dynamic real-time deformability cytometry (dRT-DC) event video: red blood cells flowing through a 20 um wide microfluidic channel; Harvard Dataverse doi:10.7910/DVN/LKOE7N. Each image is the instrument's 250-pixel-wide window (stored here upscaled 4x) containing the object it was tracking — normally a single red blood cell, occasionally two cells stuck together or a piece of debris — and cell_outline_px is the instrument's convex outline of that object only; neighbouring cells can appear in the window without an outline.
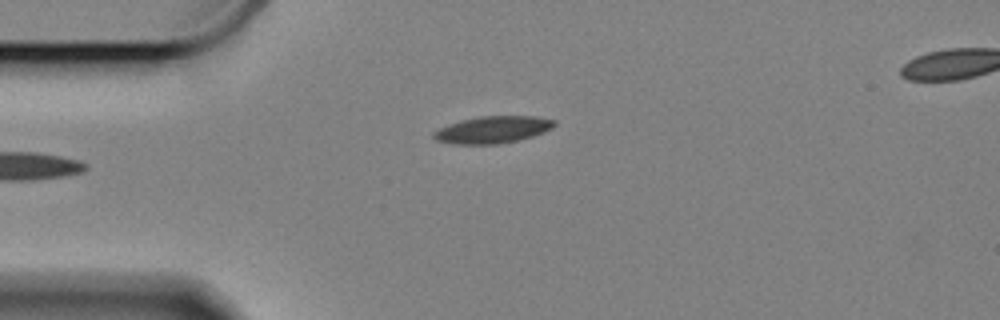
{"species": "Egyptian fruit bat (a non-hibernating species)", "species_latin": "Rousettus aegyptiacus", "temperature_condition": "cold", "stored_images_in_passage": 40, "camera_frame_rate_fps": 3000, "um_per_image_px": 0.085, "animal": {"sex": "female"}, "frame": {"image": 1, "passage_image": 1, "time_ms": 0.0, "image_size_px": [1000, 320], "cell_outline_px": [[556, 124], [552, 128], [544, 132], [532, 136], [516, 140], [496, 144], [456, 144], [436, 140], [432, 136], [432, 132], [448, 124], [460, 120], [480, 116], [536, 116], [556, 120]], "centroid_in_image_um": [41.88, 11.01], "position_along_channel_um": 43.1, "area_um2": 18.96}}
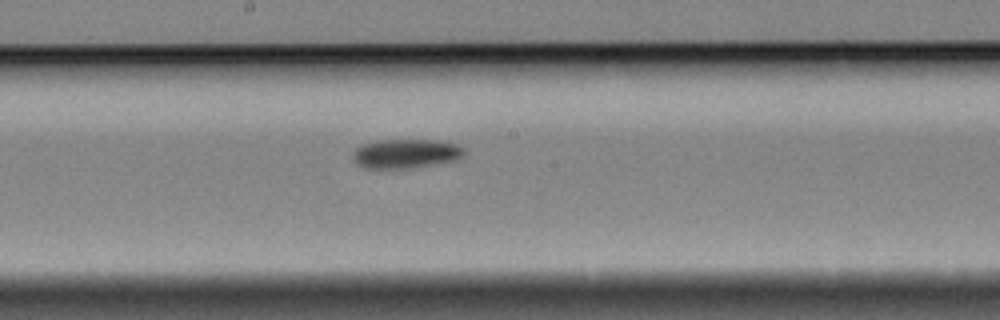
{"frame": {"image": 2, "passage_image": 18, "time_ms": 5.667, "image_size_px": [1000, 320], "cell_outline_px": [[464, 156], [456, 160], [432, 164], [404, 168], [364, 168], [356, 164], [352, 156], [356, 148], [360, 144], [376, 140], [440, 140], [456, 144], [464, 148]], "centroid_in_image_um": [34.47, 13.04], "position_along_channel_um": 213.7, "area_um2": 18.96}}
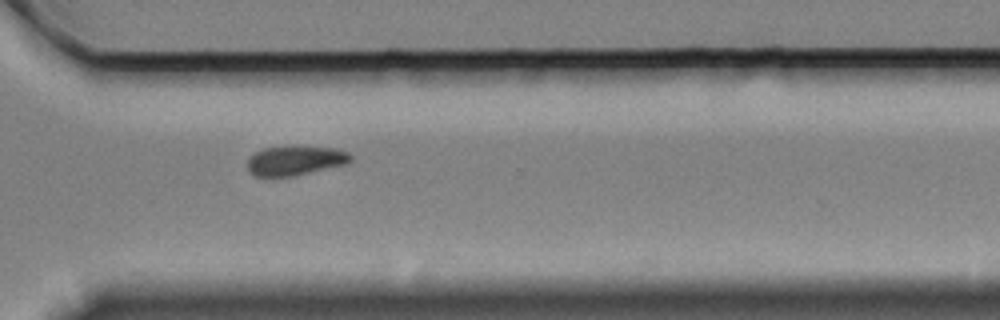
{"frame": {"image": 3, "passage_image": 30, "time_ms": 9.667, "image_size_px": [1000, 320], "cell_outline_px": [[352, 160], [348, 164], [292, 176], [256, 176], [248, 172], [248, 156], [264, 148], [336, 148], [348, 152], [352, 156]], "centroid_in_image_um": [25.1, 13.68], "position_along_channel_um": 345.5, "area_um2": 17.28}, "authors_computed_cell_mechanics": {"area_um2": 18.5249, "velocity_mm_per_s": 3.3077, "shape_relaxation_time_tau1_ms": 3.846, "shape_relaxation_time_tau2_ms": null, "deformation_change_tau1": 0.0933, "deformation_change_tau2": null}}